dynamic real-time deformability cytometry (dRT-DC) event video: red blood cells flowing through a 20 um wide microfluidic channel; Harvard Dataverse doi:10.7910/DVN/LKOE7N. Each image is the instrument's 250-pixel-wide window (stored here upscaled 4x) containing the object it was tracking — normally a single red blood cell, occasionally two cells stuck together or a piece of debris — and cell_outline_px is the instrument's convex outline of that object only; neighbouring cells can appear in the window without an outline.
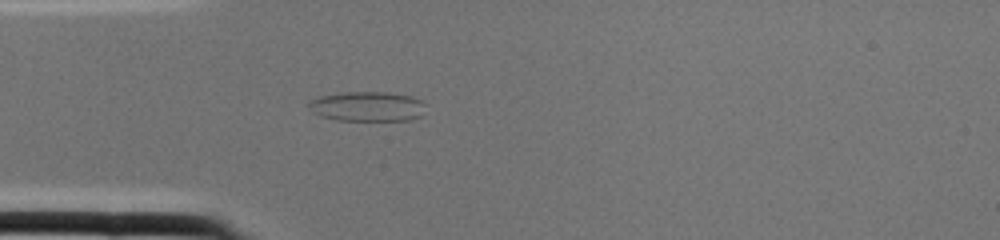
{"species": "common noctule bat (a hibernating species)", "species_latin": "Nyctalus noctula", "temperature_condition": "cold", "stored_images_in_passage": 2, "camera_frame_rate_fps": 3000, "um_per_image_px": 0.085, "animal": {"sex": "female", "body_mass_g": 22.0, "forearm_length_mm": 56.7}, "frame": {"image": 1, "passage_image": 2, "time_ms": 0.333, "image_size_px": [1000, 240], "cell_outline_px": [[428, 104], [420, 116], [408, 120], [336, 120], [320, 116], [312, 112], [308, 104], [312, 100], [320, 96], [344, 92], [384, 92], [412, 96], [424, 100]], "centroid_in_image_um": [31.27, 9.04], "position_along_channel_um": 53.7, "area_um2": 20.4}}